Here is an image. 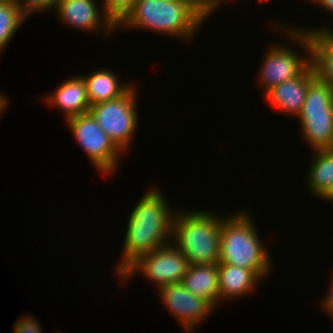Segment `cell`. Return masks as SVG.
Masks as SVG:
<instances>
[{
	"instance_id": "obj_14",
	"label": "cell",
	"mask_w": 333,
	"mask_h": 333,
	"mask_svg": "<svg viewBox=\"0 0 333 333\" xmlns=\"http://www.w3.org/2000/svg\"><path fill=\"white\" fill-rule=\"evenodd\" d=\"M218 263L189 265L182 284L195 296L207 300L215 309L220 304Z\"/></svg>"
},
{
	"instance_id": "obj_25",
	"label": "cell",
	"mask_w": 333,
	"mask_h": 333,
	"mask_svg": "<svg viewBox=\"0 0 333 333\" xmlns=\"http://www.w3.org/2000/svg\"><path fill=\"white\" fill-rule=\"evenodd\" d=\"M313 4H319L322 8L333 12V0H310ZM333 14V13H332Z\"/></svg>"
},
{
	"instance_id": "obj_4",
	"label": "cell",
	"mask_w": 333,
	"mask_h": 333,
	"mask_svg": "<svg viewBox=\"0 0 333 333\" xmlns=\"http://www.w3.org/2000/svg\"><path fill=\"white\" fill-rule=\"evenodd\" d=\"M226 218H222L219 263L252 270L261 280L265 279L273 267L255 223L244 211Z\"/></svg>"
},
{
	"instance_id": "obj_10",
	"label": "cell",
	"mask_w": 333,
	"mask_h": 333,
	"mask_svg": "<svg viewBox=\"0 0 333 333\" xmlns=\"http://www.w3.org/2000/svg\"><path fill=\"white\" fill-rule=\"evenodd\" d=\"M158 290L165 307L186 331L189 330L187 333L193 332V328L199 326L215 309L207 300L192 294L181 282L164 285Z\"/></svg>"
},
{
	"instance_id": "obj_12",
	"label": "cell",
	"mask_w": 333,
	"mask_h": 333,
	"mask_svg": "<svg viewBox=\"0 0 333 333\" xmlns=\"http://www.w3.org/2000/svg\"><path fill=\"white\" fill-rule=\"evenodd\" d=\"M316 77L314 67L311 65L302 75L286 80L274 86L265 93L273 108L281 112L298 116L304 104L308 87ZM269 100V101H268Z\"/></svg>"
},
{
	"instance_id": "obj_2",
	"label": "cell",
	"mask_w": 333,
	"mask_h": 333,
	"mask_svg": "<svg viewBox=\"0 0 333 333\" xmlns=\"http://www.w3.org/2000/svg\"><path fill=\"white\" fill-rule=\"evenodd\" d=\"M203 21L192 7L180 0H136L116 27L147 29L189 39L202 27Z\"/></svg>"
},
{
	"instance_id": "obj_11",
	"label": "cell",
	"mask_w": 333,
	"mask_h": 333,
	"mask_svg": "<svg viewBox=\"0 0 333 333\" xmlns=\"http://www.w3.org/2000/svg\"><path fill=\"white\" fill-rule=\"evenodd\" d=\"M96 4L94 0H57L54 9L59 20L72 28L96 33L102 28L106 35L111 34L117 29L116 24Z\"/></svg>"
},
{
	"instance_id": "obj_9",
	"label": "cell",
	"mask_w": 333,
	"mask_h": 333,
	"mask_svg": "<svg viewBox=\"0 0 333 333\" xmlns=\"http://www.w3.org/2000/svg\"><path fill=\"white\" fill-rule=\"evenodd\" d=\"M188 267L185 255L174 244L168 243L141 255L120 278L127 281L134 272L143 273L159 289L164 285L182 282Z\"/></svg>"
},
{
	"instance_id": "obj_21",
	"label": "cell",
	"mask_w": 333,
	"mask_h": 333,
	"mask_svg": "<svg viewBox=\"0 0 333 333\" xmlns=\"http://www.w3.org/2000/svg\"><path fill=\"white\" fill-rule=\"evenodd\" d=\"M22 12L28 17L33 12L47 11L55 7L57 0H15ZM30 14V15H29Z\"/></svg>"
},
{
	"instance_id": "obj_27",
	"label": "cell",
	"mask_w": 333,
	"mask_h": 333,
	"mask_svg": "<svg viewBox=\"0 0 333 333\" xmlns=\"http://www.w3.org/2000/svg\"><path fill=\"white\" fill-rule=\"evenodd\" d=\"M320 198L333 203V187H330Z\"/></svg>"
},
{
	"instance_id": "obj_7",
	"label": "cell",
	"mask_w": 333,
	"mask_h": 333,
	"mask_svg": "<svg viewBox=\"0 0 333 333\" xmlns=\"http://www.w3.org/2000/svg\"><path fill=\"white\" fill-rule=\"evenodd\" d=\"M135 87L116 99L91 105L88 111L122 152L131 146L138 124Z\"/></svg>"
},
{
	"instance_id": "obj_5",
	"label": "cell",
	"mask_w": 333,
	"mask_h": 333,
	"mask_svg": "<svg viewBox=\"0 0 333 333\" xmlns=\"http://www.w3.org/2000/svg\"><path fill=\"white\" fill-rule=\"evenodd\" d=\"M304 141L313 151L330 149L333 143V89L317 76L311 81L297 116Z\"/></svg>"
},
{
	"instance_id": "obj_24",
	"label": "cell",
	"mask_w": 333,
	"mask_h": 333,
	"mask_svg": "<svg viewBox=\"0 0 333 333\" xmlns=\"http://www.w3.org/2000/svg\"><path fill=\"white\" fill-rule=\"evenodd\" d=\"M331 277H332L331 283H330L331 288H329V292H328V294L325 295L326 297L323 298L324 301L322 300L323 303H321V304H323L322 310L325 309L327 314L329 313V317L331 316L332 321H333V282H332L333 275Z\"/></svg>"
},
{
	"instance_id": "obj_15",
	"label": "cell",
	"mask_w": 333,
	"mask_h": 333,
	"mask_svg": "<svg viewBox=\"0 0 333 333\" xmlns=\"http://www.w3.org/2000/svg\"><path fill=\"white\" fill-rule=\"evenodd\" d=\"M307 29L311 41V64L316 76L333 89V30L326 27Z\"/></svg>"
},
{
	"instance_id": "obj_18",
	"label": "cell",
	"mask_w": 333,
	"mask_h": 333,
	"mask_svg": "<svg viewBox=\"0 0 333 333\" xmlns=\"http://www.w3.org/2000/svg\"><path fill=\"white\" fill-rule=\"evenodd\" d=\"M313 152L307 186L312 194L320 198L325 191L333 187V151L326 149Z\"/></svg>"
},
{
	"instance_id": "obj_16",
	"label": "cell",
	"mask_w": 333,
	"mask_h": 333,
	"mask_svg": "<svg viewBox=\"0 0 333 333\" xmlns=\"http://www.w3.org/2000/svg\"><path fill=\"white\" fill-rule=\"evenodd\" d=\"M218 287L221 300L243 297L255 290L261 279L252 271L228 263H218Z\"/></svg>"
},
{
	"instance_id": "obj_6",
	"label": "cell",
	"mask_w": 333,
	"mask_h": 333,
	"mask_svg": "<svg viewBox=\"0 0 333 333\" xmlns=\"http://www.w3.org/2000/svg\"><path fill=\"white\" fill-rule=\"evenodd\" d=\"M287 28L289 29L285 27V30H287L285 34H289V38L292 37L293 41H297V45H301L300 47L306 52L305 57L301 58L299 54L288 49L285 45L282 47L281 44H272V47L265 52L261 72L258 74L260 86L263 87L264 93L286 80L302 75L312 65L309 33L296 27L295 30H291L293 27Z\"/></svg>"
},
{
	"instance_id": "obj_17",
	"label": "cell",
	"mask_w": 333,
	"mask_h": 333,
	"mask_svg": "<svg viewBox=\"0 0 333 333\" xmlns=\"http://www.w3.org/2000/svg\"><path fill=\"white\" fill-rule=\"evenodd\" d=\"M82 77L86 83L90 105L116 99L132 86L130 83L122 85L114 72L108 69L97 70Z\"/></svg>"
},
{
	"instance_id": "obj_26",
	"label": "cell",
	"mask_w": 333,
	"mask_h": 333,
	"mask_svg": "<svg viewBox=\"0 0 333 333\" xmlns=\"http://www.w3.org/2000/svg\"><path fill=\"white\" fill-rule=\"evenodd\" d=\"M5 94L0 93V116L2 112L5 111L6 106L9 104L8 103V98L4 96Z\"/></svg>"
},
{
	"instance_id": "obj_19",
	"label": "cell",
	"mask_w": 333,
	"mask_h": 333,
	"mask_svg": "<svg viewBox=\"0 0 333 333\" xmlns=\"http://www.w3.org/2000/svg\"><path fill=\"white\" fill-rule=\"evenodd\" d=\"M26 17L15 0H0V53Z\"/></svg>"
},
{
	"instance_id": "obj_8",
	"label": "cell",
	"mask_w": 333,
	"mask_h": 333,
	"mask_svg": "<svg viewBox=\"0 0 333 333\" xmlns=\"http://www.w3.org/2000/svg\"><path fill=\"white\" fill-rule=\"evenodd\" d=\"M73 136L88 156L91 163L102 173H112L123 152L100 128L92 115L87 112L67 119Z\"/></svg>"
},
{
	"instance_id": "obj_23",
	"label": "cell",
	"mask_w": 333,
	"mask_h": 333,
	"mask_svg": "<svg viewBox=\"0 0 333 333\" xmlns=\"http://www.w3.org/2000/svg\"><path fill=\"white\" fill-rule=\"evenodd\" d=\"M40 323L35 317L23 316L14 323V333H42Z\"/></svg>"
},
{
	"instance_id": "obj_20",
	"label": "cell",
	"mask_w": 333,
	"mask_h": 333,
	"mask_svg": "<svg viewBox=\"0 0 333 333\" xmlns=\"http://www.w3.org/2000/svg\"><path fill=\"white\" fill-rule=\"evenodd\" d=\"M136 0H103L102 9L117 24L133 7Z\"/></svg>"
},
{
	"instance_id": "obj_1",
	"label": "cell",
	"mask_w": 333,
	"mask_h": 333,
	"mask_svg": "<svg viewBox=\"0 0 333 333\" xmlns=\"http://www.w3.org/2000/svg\"><path fill=\"white\" fill-rule=\"evenodd\" d=\"M131 211L124 236L122 260L116 269L119 277L141 255L169 243L167 241L172 236V225L177 210L168 206L158 188H153L145 192Z\"/></svg>"
},
{
	"instance_id": "obj_13",
	"label": "cell",
	"mask_w": 333,
	"mask_h": 333,
	"mask_svg": "<svg viewBox=\"0 0 333 333\" xmlns=\"http://www.w3.org/2000/svg\"><path fill=\"white\" fill-rule=\"evenodd\" d=\"M52 93L44 97V102L50 104V107L57 106L58 109L63 110L66 120L89 111L91 105L82 76L66 79Z\"/></svg>"
},
{
	"instance_id": "obj_22",
	"label": "cell",
	"mask_w": 333,
	"mask_h": 333,
	"mask_svg": "<svg viewBox=\"0 0 333 333\" xmlns=\"http://www.w3.org/2000/svg\"><path fill=\"white\" fill-rule=\"evenodd\" d=\"M192 7L205 21L220 7L222 0H180Z\"/></svg>"
},
{
	"instance_id": "obj_3",
	"label": "cell",
	"mask_w": 333,
	"mask_h": 333,
	"mask_svg": "<svg viewBox=\"0 0 333 333\" xmlns=\"http://www.w3.org/2000/svg\"><path fill=\"white\" fill-rule=\"evenodd\" d=\"M181 212L174 216L171 237L188 264L219 263L222 218L208 211Z\"/></svg>"
}]
</instances>
